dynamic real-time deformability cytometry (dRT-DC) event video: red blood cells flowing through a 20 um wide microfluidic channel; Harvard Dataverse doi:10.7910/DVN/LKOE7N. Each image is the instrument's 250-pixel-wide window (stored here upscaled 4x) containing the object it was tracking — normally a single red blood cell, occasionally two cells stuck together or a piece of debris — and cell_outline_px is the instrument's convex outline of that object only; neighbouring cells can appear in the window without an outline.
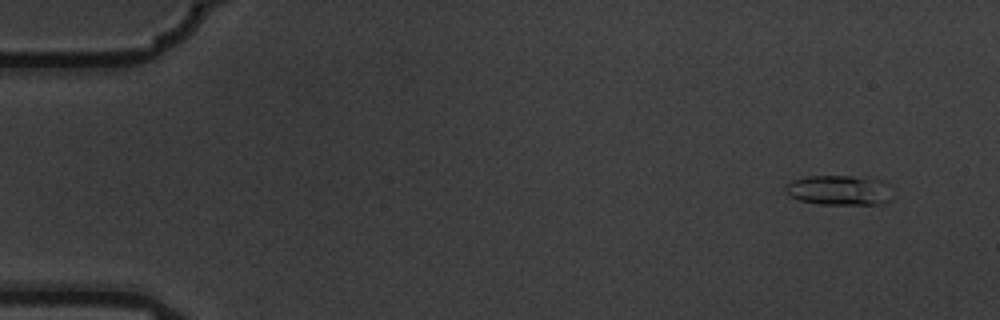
{"species": "common noctule bat (a hibernating species)", "species_latin": "Nyctalus noctula", "temperature_condition": "warm", "stored_images_in_passage": 6, "camera_frame_rate_fps": 3000, "um_per_image_px": 0.085, "animal": {"sex": "male", "body_mass_g": 19.5, "forearm_length_mm": 54.6}, "frame": {"image": 1, "passage_image": 1, "time_ms": 0.0, "image_size_px": [1000, 320], "cell_outline_px": [[892, 184], [888, 200], [884, 204], [820, 204], [800, 200], [788, 196], [784, 192], [784, 188], [792, 180], [808, 176], [852, 176], [888, 180]], "centroid_in_image_um": [71.37, 16.15], "position_along_channel_um": 13.6, "area_um2": 18.96}}
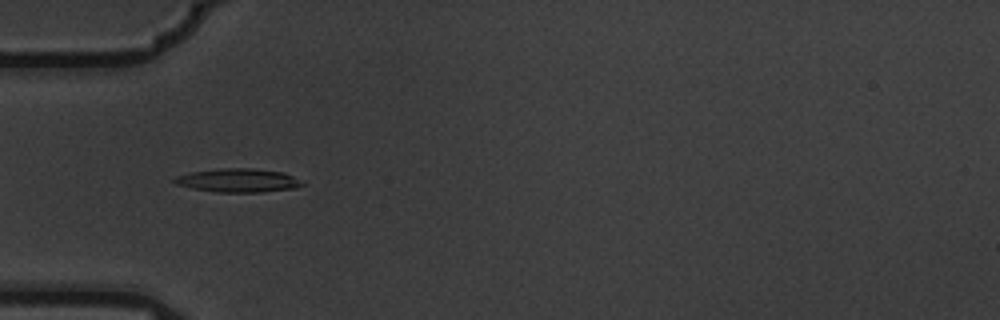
{"frame": {"image": 2, "passage_image": 5, "time_ms": 1.333, "image_size_px": [1000, 320], "cell_outline_px": [[304, 184], [296, 188], [264, 192], [216, 192], [192, 188], [176, 184], [172, 180], [176, 176], [192, 172], [220, 168], [252, 168], [284, 172], [292, 176]], "centroid_in_image_um": [20.23, 15.33], "position_along_channel_um": 64.8, "area_um2": 17.51}}
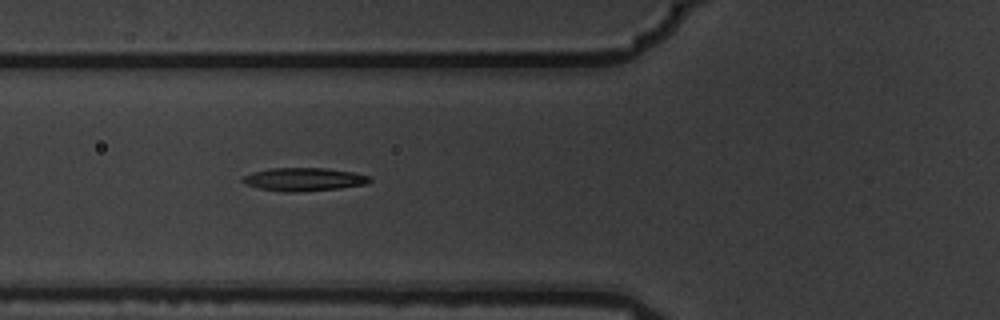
{"frame": {"image": 3, "passage_image": 6, "time_ms": 1.667, "image_size_px": [1000, 320], "cell_outline_px": [[372, 180], [364, 184], [340, 188], [296, 192], [284, 192], [260, 188], [244, 184], [240, 180], [244, 176], [252, 172], [272, 168], [324, 168], [356, 172], [372, 176]], "centroid_in_image_um": [25.84, 15.24], "position_along_channel_um": 100.0, "area_um2": 17.22}}